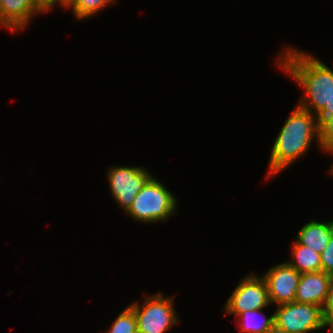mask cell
<instances>
[{"label": "cell", "mask_w": 333, "mask_h": 333, "mask_svg": "<svg viewBox=\"0 0 333 333\" xmlns=\"http://www.w3.org/2000/svg\"><path fill=\"white\" fill-rule=\"evenodd\" d=\"M107 173L114 201L125 212L131 206L142 186L152 176L143 166H112Z\"/></svg>", "instance_id": "52a82bcc"}, {"label": "cell", "mask_w": 333, "mask_h": 333, "mask_svg": "<svg viewBox=\"0 0 333 333\" xmlns=\"http://www.w3.org/2000/svg\"><path fill=\"white\" fill-rule=\"evenodd\" d=\"M177 204L176 196L152 175L125 213L142 223L163 222L175 215Z\"/></svg>", "instance_id": "3957f363"}, {"label": "cell", "mask_w": 333, "mask_h": 333, "mask_svg": "<svg viewBox=\"0 0 333 333\" xmlns=\"http://www.w3.org/2000/svg\"><path fill=\"white\" fill-rule=\"evenodd\" d=\"M291 257L287 263L301 274L321 271V255L297 240L292 244Z\"/></svg>", "instance_id": "7c38bea8"}, {"label": "cell", "mask_w": 333, "mask_h": 333, "mask_svg": "<svg viewBox=\"0 0 333 333\" xmlns=\"http://www.w3.org/2000/svg\"><path fill=\"white\" fill-rule=\"evenodd\" d=\"M300 276L301 273L286 261L273 265L262 276L267 284L270 303L278 306L294 302Z\"/></svg>", "instance_id": "ba28073f"}, {"label": "cell", "mask_w": 333, "mask_h": 333, "mask_svg": "<svg viewBox=\"0 0 333 333\" xmlns=\"http://www.w3.org/2000/svg\"><path fill=\"white\" fill-rule=\"evenodd\" d=\"M42 4L46 1V0H39Z\"/></svg>", "instance_id": "603a6c76"}, {"label": "cell", "mask_w": 333, "mask_h": 333, "mask_svg": "<svg viewBox=\"0 0 333 333\" xmlns=\"http://www.w3.org/2000/svg\"><path fill=\"white\" fill-rule=\"evenodd\" d=\"M332 276L324 271L302 273L298 282L295 302L318 305L323 308Z\"/></svg>", "instance_id": "30bf717a"}, {"label": "cell", "mask_w": 333, "mask_h": 333, "mask_svg": "<svg viewBox=\"0 0 333 333\" xmlns=\"http://www.w3.org/2000/svg\"><path fill=\"white\" fill-rule=\"evenodd\" d=\"M321 255V271L333 277V234Z\"/></svg>", "instance_id": "ac0fdd59"}, {"label": "cell", "mask_w": 333, "mask_h": 333, "mask_svg": "<svg viewBox=\"0 0 333 333\" xmlns=\"http://www.w3.org/2000/svg\"><path fill=\"white\" fill-rule=\"evenodd\" d=\"M323 151L333 155V145L329 146L327 148H324ZM329 170H330V174L333 175V165L331 166V169H329Z\"/></svg>", "instance_id": "7402d4cb"}, {"label": "cell", "mask_w": 333, "mask_h": 333, "mask_svg": "<svg viewBox=\"0 0 333 333\" xmlns=\"http://www.w3.org/2000/svg\"><path fill=\"white\" fill-rule=\"evenodd\" d=\"M262 310H247L239 314L236 325L239 326V333H265L269 330L275 324L274 313L267 317Z\"/></svg>", "instance_id": "4fadbf2b"}, {"label": "cell", "mask_w": 333, "mask_h": 333, "mask_svg": "<svg viewBox=\"0 0 333 333\" xmlns=\"http://www.w3.org/2000/svg\"><path fill=\"white\" fill-rule=\"evenodd\" d=\"M1 1V0H0ZM0 27H1V12H0Z\"/></svg>", "instance_id": "cb8c5ba5"}, {"label": "cell", "mask_w": 333, "mask_h": 333, "mask_svg": "<svg viewBox=\"0 0 333 333\" xmlns=\"http://www.w3.org/2000/svg\"><path fill=\"white\" fill-rule=\"evenodd\" d=\"M104 333H138L137 321L133 310L127 306L117 316L110 329Z\"/></svg>", "instance_id": "9a60e30c"}, {"label": "cell", "mask_w": 333, "mask_h": 333, "mask_svg": "<svg viewBox=\"0 0 333 333\" xmlns=\"http://www.w3.org/2000/svg\"><path fill=\"white\" fill-rule=\"evenodd\" d=\"M333 115V97L330 102L326 104L324 109L316 116L317 121L320 124L327 116Z\"/></svg>", "instance_id": "ffe728a7"}, {"label": "cell", "mask_w": 333, "mask_h": 333, "mask_svg": "<svg viewBox=\"0 0 333 333\" xmlns=\"http://www.w3.org/2000/svg\"><path fill=\"white\" fill-rule=\"evenodd\" d=\"M132 302L138 333H166L179 322L174 299L157 293L146 296L144 302Z\"/></svg>", "instance_id": "277c9868"}, {"label": "cell", "mask_w": 333, "mask_h": 333, "mask_svg": "<svg viewBox=\"0 0 333 333\" xmlns=\"http://www.w3.org/2000/svg\"><path fill=\"white\" fill-rule=\"evenodd\" d=\"M265 333H287L285 330L277 327L275 324Z\"/></svg>", "instance_id": "44dd1931"}, {"label": "cell", "mask_w": 333, "mask_h": 333, "mask_svg": "<svg viewBox=\"0 0 333 333\" xmlns=\"http://www.w3.org/2000/svg\"><path fill=\"white\" fill-rule=\"evenodd\" d=\"M1 27L13 34L23 31L37 14L44 13L39 0H1Z\"/></svg>", "instance_id": "9c48e42d"}, {"label": "cell", "mask_w": 333, "mask_h": 333, "mask_svg": "<svg viewBox=\"0 0 333 333\" xmlns=\"http://www.w3.org/2000/svg\"><path fill=\"white\" fill-rule=\"evenodd\" d=\"M275 325L287 333H310L327 329L318 305L291 302L277 306Z\"/></svg>", "instance_id": "5b68a950"}, {"label": "cell", "mask_w": 333, "mask_h": 333, "mask_svg": "<svg viewBox=\"0 0 333 333\" xmlns=\"http://www.w3.org/2000/svg\"><path fill=\"white\" fill-rule=\"evenodd\" d=\"M332 234L333 220H326V222L311 220L300 228L296 235V240L320 254L329 243Z\"/></svg>", "instance_id": "8fae6325"}, {"label": "cell", "mask_w": 333, "mask_h": 333, "mask_svg": "<svg viewBox=\"0 0 333 333\" xmlns=\"http://www.w3.org/2000/svg\"><path fill=\"white\" fill-rule=\"evenodd\" d=\"M116 0H76L70 7L76 20L87 19L95 16L100 10L111 5Z\"/></svg>", "instance_id": "5bb4252c"}, {"label": "cell", "mask_w": 333, "mask_h": 333, "mask_svg": "<svg viewBox=\"0 0 333 333\" xmlns=\"http://www.w3.org/2000/svg\"><path fill=\"white\" fill-rule=\"evenodd\" d=\"M76 0H46L43 3V7L45 12L47 13L48 11H50L51 9H54L55 6H57V4L59 6H62L64 8H70Z\"/></svg>", "instance_id": "d6986e66"}, {"label": "cell", "mask_w": 333, "mask_h": 333, "mask_svg": "<svg viewBox=\"0 0 333 333\" xmlns=\"http://www.w3.org/2000/svg\"><path fill=\"white\" fill-rule=\"evenodd\" d=\"M277 56L276 65L304 90L297 104L318 115L333 97V70L319 58L297 48L287 46Z\"/></svg>", "instance_id": "6da1fadb"}, {"label": "cell", "mask_w": 333, "mask_h": 333, "mask_svg": "<svg viewBox=\"0 0 333 333\" xmlns=\"http://www.w3.org/2000/svg\"><path fill=\"white\" fill-rule=\"evenodd\" d=\"M324 322L329 328V333H333V277L331 279L326 302L322 308Z\"/></svg>", "instance_id": "e0dca14e"}, {"label": "cell", "mask_w": 333, "mask_h": 333, "mask_svg": "<svg viewBox=\"0 0 333 333\" xmlns=\"http://www.w3.org/2000/svg\"><path fill=\"white\" fill-rule=\"evenodd\" d=\"M321 150L333 145V115L327 116L319 124Z\"/></svg>", "instance_id": "2e32d148"}, {"label": "cell", "mask_w": 333, "mask_h": 333, "mask_svg": "<svg viewBox=\"0 0 333 333\" xmlns=\"http://www.w3.org/2000/svg\"><path fill=\"white\" fill-rule=\"evenodd\" d=\"M314 140L321 149L316 115L296 106L275 138L269 158L268 179L303 157Z\"/></svg>", "instance_id": "7a4b0ae2"}, {"label": "cell", "mask_w": 333, "mask_h": 333, "mask_svg": "<svg viewBox=\"0 0 333 333\" xmlns=\"http://www.w3.org/2000/svg\"><path fill=\"white\" fill-rule=\"evenodd\" d=\"M270 304L266 281L251 272L240 279L224 305V312L226 315L237 317L247 310L264 309Z\"/></svg>", "instance_id": "8992f818"}]
</instances>
